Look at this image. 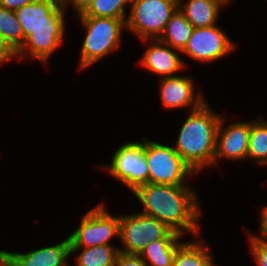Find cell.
<instances>
[{
  "label": "cell",
  "mask_w": 267,
  "mask_h": 266,
  "mask_svg": "<svg viewBox=\"0 0 267 266\" xmlns=\"http://www.w3.org/2000/svg\"><path fill=\"white\" fill-rule=\"evenodd\" d=\"M130 4L131 0H93L82 14L76 16L127 19L126 8L130 9Z\"/></svg>",
  "instance_id": "7402d4cb"
},
{
  "label": "cell",
  "mask_w": 267,
  "mask_h": 266,
  "mask_svg": "<svg viewBox=\"0 0 267 266\" xmlns=\"http://www.w3.org/2000/svg\"><path fill=\"white\" fill-rule=\"evenodd\" d=\"M72 254H76L73 264L75 266H114L119 247L100 245L92 248H70V256Z\"/></svg>",
  "instance_id": "e0dca14e"
},
{
  "label": "cell",
  "mask_w": 267,
  "mask_h": 266,
  "mask_svg": "<svg viewBox=\"0 0 267 266\" xmlns=\"http://www.w3.org/2000/svg\"><path fill=\"white\" fill-rule=\"evenodd\" d=\"M209 102L200 108L190 111L184 121L175 144L174 150L195 171L214 167L216 139L221 119Z\"/></svg>",
  "instance_id": "3957f363"
},
{
  "label": "cell",
  "mask_w": 267,
  "mask_h": 266,
  "mask_svg": "<svg viewBox=\"0 0 267 266\" xmlns=\"http://www.w3.org/2000/svg\"><path fill=\"white\" fill-rule=\"evenodd\" d=\"M114 266H149L139 255L119 252Z\"/></svg>",
  "instance_id": "cb8c5ba5"
},
{
  "label": "cell",
  "mask_w": 267,
  "mask_h": 266,
  "mask_svg": "<svg viewBox=\"0 0 267 266\" xmlns=\"http://www.w3.org/2000/svg\"><path fill=\"white\" fill-rule=\"evenodd\" d=\"M247 237L250 243L249 249L256 265L267 266V238L251 232Z\"/></svg>",
  "instance_id": "603a6c76"
},
{
  "label": "cell",
  "mask_w": 267,
  "mask_h": 266,
  "mask_svg": "<svg viewBox=\"0 0 267 266\" xmlns=\"http://www.w3.org/2000/svg\"><path fill=\"white\" fill-rule=\"evenodd\" d=\"M225 5L228 4L224 0H178V8L194 28L217 25Z\"/></svg>",
  "instance_id": "9a60e30c"
},
{
  "label": "cell",
  "mask_w": 267,
  "mask_h": 266,
  "mask_svg": "<svg viewBox=\"0 0 267 266\" xmlns=\"http://www.w3.org/2000/svg\"><path fill=\"white\" fill-rule=\"evenodd\" d=\"M14 12L25 37L24 44L16 52V59H36L47 64L66 35V10L60 0H38Z\"/></svg>",
  "instance_id": "7a4b0ae2"
},
{
  "label": "cell",
  "mask_w": 267,
  "mask_h": 266,
  "mask_svg": "<svg viewBox=\"0 0 267 266\" xmlns=\"http://www.w3.org/2000/svg\"><path fill=\"white\" fill-rule=\"evenodd\" d=\"M237 44L218 25L194 28L186 46L181 51L190 59L201 63L220 61L235 51Z\"/></svg>",
  "instance_id": "30bf717a"
},
{
  "label": "cell",
  "mask_w": 267,
  "mask_h": 266,
  "mask_svg": "<svg viewBox=\"0 0 267 266\" xmlns=\"http://www.w3.org/2000/svg\"><path fill=\"white\" fill-rule=\"evenodd\" d=\"M75 17L81 22L86 34L80 49L78 66L80 70L92 67L93 64L120 48L127 19L96 16Z\"/></svg>",
  "instance_id": "277c9868"
},
{
  "label": "cell",
  "mask_w": 267,
  "mask_h": 266,
  "mask_svg": "<svg viewBox=\"0 0 267 266\" xmlns=\"http://www.w3.org/2000/svg\"><path fill=\"white\" fill-rule=\"evenodd\" d=\"M0 36L17 52L25 42L23 29L12 10L0 6Z\"/></svg>",
  "instance_id": "44dd1931"
},
{
  "label": "cell",
  "mask_w": 267,
  "mask_h": 266,
  "mask_svg": "<svg viewBox=\"0 0 267 266\" xmlns=\"http://www.w3.org/2000/svg\"><path fill=\"white\" fill-rule=\"evenodd\" d=\"M145 157L149 171V183L189 185L186 178L196 174L174 150L173 145H165L145 138Z\"/></svg>",
  "instance_id": "52a82bcc"
},
{
  "label": "cell",
  "mask_w": 267,
  "mask_h": 266,
  "mask_svg": "<svg viewBox=\"0 0 267 266\" xmlns=\"http://www.w3.org/2000/svg\"><path fill=\"white\" fill-rule=\"evenodd\" d=\"M190 185L147 183L132 193L142 204L140 213L154 217L178 234L201 235V201Z\"/></svg>",
  "instance_id": "6da1fadb"
},
{
  "label": "cell",
  "mask_w": 267,
  "mask_h": 266,
  "mask_svg": "<svg viewBox=\"0 0 267 266\" xmlns=\"http://www.w3.org/2000/svg\"><path fill=\"white\" fill-rule=\"evenodd\" d=\"M228 5L232 0H224Z\"/></svg>",
  "instance_id": "f546056e"
},
{
  "label": "cell",
  "mask_w": 267,
  "mask_h": 266,
  "mask_svg": "<svg viewBox=\"0 0 267 266\" xmlns=\"http://www.w3.org/2000/svg\"><path fill=\"white\" fill-rule=\"evenodd\" d=\"M16 59L15 50L0 36V66Z\"/></svg>",
  "instance_id": "d4e9b609"
},
{
  "label": "cell",
  "mask_w": 267,
  "mask_h": 266,
  "mask_svg": "<svg viewBox=\"0 0 267 266\" xmlns=\"http://www.w3.org/2000/svg\"><path fill=\"white\" fill-rule=\"evenodd\" d=\"M224 115L221 117L217 131L214 166L220 160L241 161L247 159L250 135V121H238L226 125ZM226 125V126H224Z\"/></svg>",
  "instance_id": "8fae6325"
},
{
  "label": "cell",
  "mask_w": 267,
  "mask_h": 266,
  "mask_svg": "<svg viewBox=\"0 0 267 266\" xmlns=\"http://www.w3.org/2000/svg\"><path fill=\"white\" fill-rule=\"evenodd\" d=\"M178 9V0H131L126 29L140 40L159 39Z\"/></svg>",
  "instance_id": "8992f818"
},
{
  "label": "cell",
  "mask_w": 267,
  "mask_h": 266,
  "mask_svg": "<svg viewBox=\"0 0 267 266\" xmlns=\"http://www.w3.org/2000/svg\"><path fill=\"white\" fill-rule=\"evenodd\" d=\"M180 239H160L145 246L139 256L149 266H172L177 248L183 243Z\"/></svg>",
  "instance_id": "d6986e66"
},
{
  "label": "cell",
  "mask_w": 267,
  "mask_h": 266,
  "mask_svg": "<svg viewBox=\"0 0 267 266\" xmlns=\"http://www.w3.org/2000/svg\"><path fill=\"white\" fill-rule=\"evenodd\" d=\"M260 229L259 235L261 237L267 238V204L261 208L260 212Z\"/></svg>",
  "instance_id": "83f0119b"
},
{
  "label": "cell",
  "mask_w": 267,
  "mask_h": 266,
  "mask_svg": "<svg viewBox=\"0 0 267 266\" xmlns=\"http://www.w3.org/2000/svg\"><path fill=\"white\" fill-rule=\"evenodd\" d=\"M35 1L38 0H0V6L8 10L15 11L22 6L33 3Z\"/></svg>",
  "instance_id": "4316f807"
},
{
  "label": "cell",
  "mask_w": 267,
  "mask_h": 266,
  "mask_svg": "<svg viewBox=\"0 0 267 266\" xmlns=\"http://www.w3.org/2000/svg\"><path fill=\"white\" fill-rule=\"evenodd\" d=\"M103 203L86 212L78 228L69 237L70 248H92L113 245L110 240L120 235L119 215H111Z\"/></svg>",
  "instance_id": "ba28073f"
},
{
  "label": "cell",
  "mask_w": 267,
  "mask_h": 266,
  "mask_svg": "<svg viewBox=\"0 0 267 266\" xmlns=\"http://www.w3.org/2000/svg\"><path fill=\"white\" fill-rule=\"evenodd\" d=\"M92 1L93 0H60L61 5L66 11L71 5L77 15L82 14Z\"/></svg>",
  "instance_id": "484cf974"
},
{
  "label": "cell",
  "mask_w": 267,
  "mask_h": 266,
  "mask_svg": "<svg viewBox=\"0 0 267 266\" xmlns=\"http://www.w3.org/2000/svg\"><path fill=\"white\" fill-rule=\"evenodd\" d=\"M121 246L119 252L139 255L149 243L160 239H180L183 235L170 230L154 217L137 212L119 215Z\"/></svg>",
  "instance_id": "5b68a950"
},
{
  "label": "cell",
  "mask_w": 267,
  "mask_h": 266,
  "mask_svg": "<svg viewBox=\"0 0 267 266\" xmlns=\"http://www.w3.org/2000/svg\"><path fill=\"white\" fill-rule=\"evenodd\" d=\"M147 44V50L140 57L139 65L160 78L177 76L186 69V62L180 56L181 51L161 42L159 39L141 40Z\"/></svg>",
  "instance_id": "4fadbf2b"
},
{
  "label": "cell",
  "mask_w": 267,
  "mask_h": 266,
  "mask_svg": "<svg viewBox=\"0 0 267 266\" xmlns=\"http://www.w3.org/2000/svg\"><path fill=\"white\" fill-rule=\"evenodd\" d=\"M17 266H67L70 256L69 237L57 244L26 253L3 250Z\"/></svg>",
  "instance_id": "5bb4252c"
},
{
  "label": "cell",
  "mask_w": 267,
  "mask_h": 266,
  "mask_svg": "<svg viewBox=\"0 0 267 266\" xmlns=\"http://www.w3.org/2000/svg\"><path fill=\"white\" fill-rule=\"evenodd\" d=\"M247 159L257 166H267V120L263 116L250 121Z\"/></svg>",
  "instance_id": "ffe728a7"
},
{
  "label": "cell",
  "mask_w": 267,
  "mask_h": 266,
  "mask_svg": "<svg viewBox=\"0 0 267 266\" xmlns=\"http://www.w3.org/2000/svg\"><path fill=\"white\" fill-rule=\"evenodd\" d=\"M159 81L160 102L166 109L190 107L193 111L207 102L202 92H195L196 84L191 76L164 77Z\"/></svg>",
  "instance_id": "7c38bea8"
},
{
  "label": "cell",
  "mask_w": 267,
  "mask_h": 266,
  "mask_svg": "<svg viewBox=\"0 0 267 266\" xmlns=\"http://www.w3.org/2000/svg\"><path fill=\"white\" fill-rule=\"evenodd\" d=\"M103 170L128 187L131 193L139 186L149 183V171L145 157V138L142 142L123 143L112 154L109 165Z\"/></svg>",
  "instance_id": "9c48e42d"
},
{
  "label": "cell",
  "mask_w": 267,
  "mask_h": 266,
  "mask_svg": "<svg viewBox=\"0 0 267 266\" xmlns=\"http://www.w3.org/2000/svg\"><path fill=\"white\" fill-rule=\"evenodd\" d=\"M0 266H17V265L3 250H0Z\"/></svg>",
  "instance_id": "f1b7e54d"
},
{
  "label": "cell",
  "mask_w": 267,
  "mask_h": 266,
  "mask_svg": "<svg viewBox=\"0 0 267 266\" xmlns=\"http://www.w3.org/2000/svg\"><path fill=\"white\" fill-rule=\"evenodd\" d=\"M201 236L184 241L177 248L172 266H215L213 253L207 244L204 245Z\"/></svg>",
  "instance_id": "2e32d148"
},
{
  "label": "cell",
  "mask_w": 267,
  "mask_h": 266,
  "mask_svg": "<svg viewBox=\"0 0 267 266\" xmlns=\"http://www.w3.org/2000/svg\"><path fill=\"white\" fill-rule=\"evenodd\" d=\"M194 27L178 8L166 24L159 40L174 49L182 51L193 33Z\"/></svg>",
  "instance_id": "ac0fdd59"
}]
</instances>
